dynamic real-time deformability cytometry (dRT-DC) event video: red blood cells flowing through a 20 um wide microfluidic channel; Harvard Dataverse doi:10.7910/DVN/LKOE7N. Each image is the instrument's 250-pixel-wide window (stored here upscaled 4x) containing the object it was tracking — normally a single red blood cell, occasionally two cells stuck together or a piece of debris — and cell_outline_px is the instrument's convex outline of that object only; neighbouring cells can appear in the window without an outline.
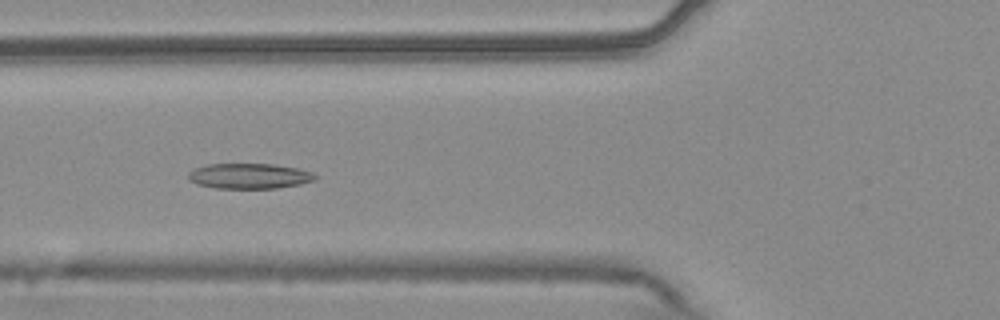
{"species": "common noctule bat (a hibernating species)", "species_latin": "Nyctalus noctula", "temperature_condition": "warm", "stored_images_in_passage": 55, "camera_frame_rate_fps": 3000, "um_per_image_px": 0.085, "animal": {"sex": "male", "body_mass_g": 20.4}, "frame": {"image": 1, "passage_image": 21, "time_ms": 6.667, "image_size_px": [1000, 320], "cell_outline_px": [[316, 180], [300, 184], [276, 188], [216, 188], [196, 184], [188, 180], [188, 172], [196, 168], [208, 164], [272, 164], [300, 168], [312, 172], [316, 176]], "centroid_in_image_um": [21.19, 14.96], "position_along_channel_um": 104.6, "area_um2": 18.79}}
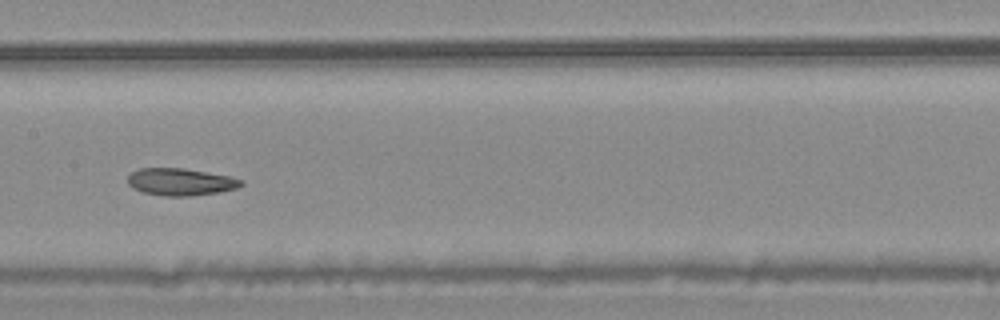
{"frame": {"image": 2, "passage_image": 28, "time_ms": 9.0, "image_size_px": [1000, 320], "cell_outline_px": [[244, 184], [236, 188], [220, 192], [188, 196], [164, 196], [144, 192], [132, 188], [128, 184], [128, 176], [132, 172], [140, 168], [184, 168], [208, 172], [228, 176], [244, 180]], "centroid_in_image_um": [15.35, 15.46], "position_along_channel_um": 192.0, "area_um2": 17.98}}
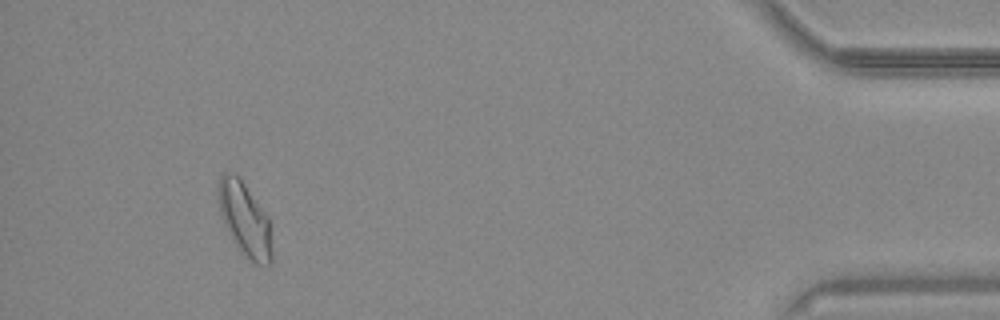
{"frame": {"image": 3, "passage_image": 51, "time_ms": 16.667, "image_size_px": [1000, 320], "cell_outline_px": [[272, 264], [252, 264], [240, 252], [232, 240], [220, 216], [216, 200], [220, 176], [224, 172], [232, 172], [244, 184], [268, 216], [272, 252]], "centroid_in_image_um": [20.77, 18.68], "position_along_channel_um": 414.4, "area_um2": 23.24}, "authors_computed_cell_mechanics": {"area_um2": 20.3456, "velocity_mm_per_s": 3.7422, "shape_relaxation_time_tau1_ms": null, "shape_relaxation_time_tau2_ms": 3.5721, "deformation_change_tau1": null, "deformation_change_tau2": 0.0896}}